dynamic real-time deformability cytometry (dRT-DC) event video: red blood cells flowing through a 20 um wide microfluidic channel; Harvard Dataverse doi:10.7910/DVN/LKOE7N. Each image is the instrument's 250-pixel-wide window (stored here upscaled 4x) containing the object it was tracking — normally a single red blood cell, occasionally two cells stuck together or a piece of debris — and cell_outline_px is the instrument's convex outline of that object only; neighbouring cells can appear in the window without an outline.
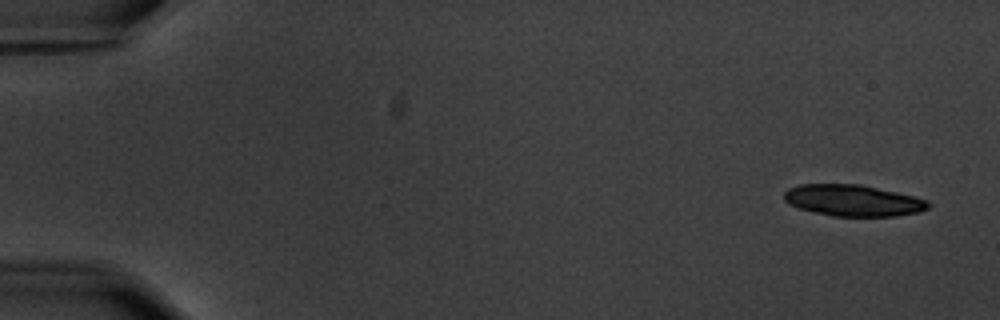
{"species": "common noctule bat (a hibernating species)", "species_latin": "Nyctalus noctula", "temperature_condition": "warm", "stored_images_in_passage": 10, "camera_frame_rate_fps": 3000, "um_per_image_px": 0.085, "animal": {"sex": "male", "body_mass_g": 20.1, "forearm_length_mm": 53.5}, "frame": {"image": 1, "passage_image": 1, "time_ms": 0.0, "image_size_px": [1000, 320], "cell_outline_px": [[932, 204], [928, 208], [920, 212], [896, 216], [832, 216], [800, 208], [788, 204], [784, 200], [784, 192], [788, 188], [800, 184], [860, 184], [896, 192], [928, 200]], "centroid_in_image_um": [72.51, 17.04], "position_along_channel_um": 12.5, "area_um2": 26.36}}
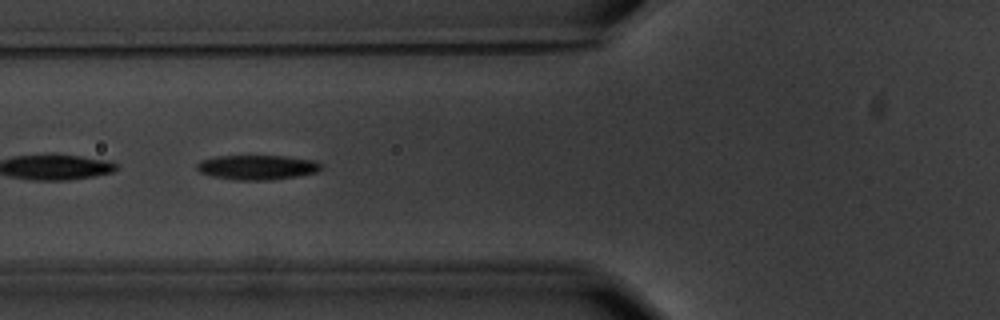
{"frame": {"image": 2, "passage_image": 6, "time_ms": 6.667, "image_size_px": [1000, 320], "cell_outline_px": [[324, 168], [316, 172], [296, 176], [272, 180], [236, 180], [212, 176], [200, 172], [196, 168], [196, 164], [200, 160], [216, 156], [288, 156], [316, 160], [324, 164]], "centroid_in_image_um": [21.9, 14.21], "position_along_channel_um": 103.9, "area_um2": 18.09}}
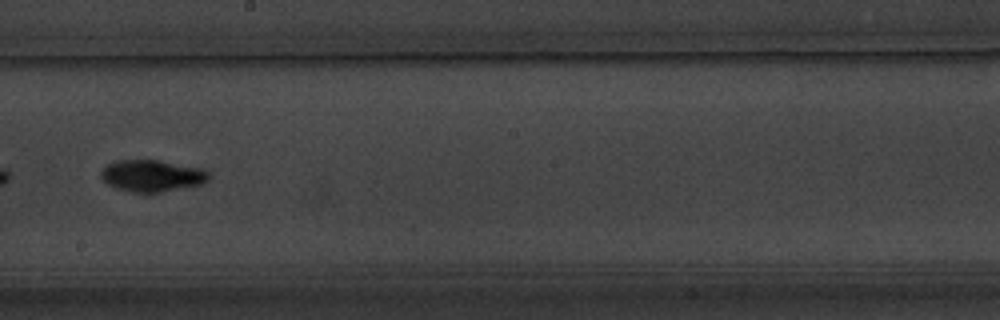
{"frame": {"image": 3, "passage_image": 9, "time_ms": 10.333, "image_size_px": [1000, 320], "cell_outline_px": [[212, 176], [208, 180], [200, 184], [160, 192], [132, 192], [116, 188], [108, 184], [100, 176], [100, 172], [108, 164], [116, 160], [156, 160], [204, 168]], "centroid_in_image_um": [12.93, 14.93], "position_along_channel_um": 235.3, "area_um2": 19.83}}